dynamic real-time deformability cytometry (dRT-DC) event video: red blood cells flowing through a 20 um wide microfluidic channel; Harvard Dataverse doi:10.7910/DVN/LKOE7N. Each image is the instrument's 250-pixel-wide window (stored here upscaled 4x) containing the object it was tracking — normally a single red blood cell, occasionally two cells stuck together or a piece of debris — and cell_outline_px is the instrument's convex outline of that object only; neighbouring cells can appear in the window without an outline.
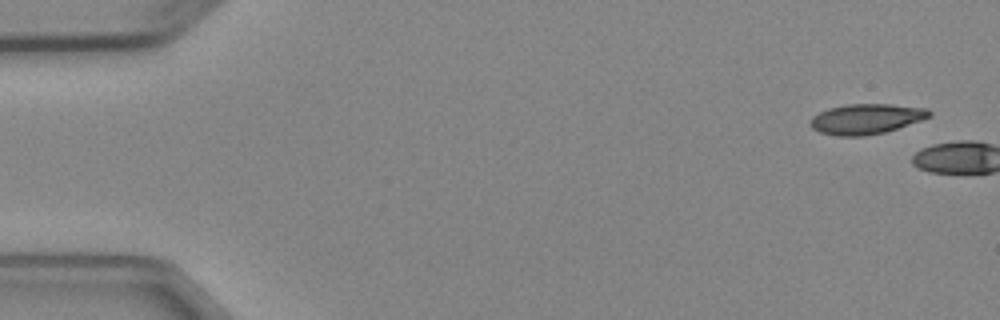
{"species": "Egyptian fruit bat (a non-hibernating species)", "species_latin": "Rousettus aegyptiacus", "temperature_condition": "cold", "stored_images_in_passage": 2, "camera_frame_rate_fps": 3000, "um_per_image_px": 0.085, "animal": {"sex": "female"}, "frame": {"image": 1, "passage_image": 1, "time_ms": 0.0, "image_size_px": [1000, 320], "cell_outline_px": [[932, 116], [884, 132], [864, 136], [836, 136], [820, 132], [812, 128], [808, 124], [812, 116], [828, 108], [848, 104], [892, 104], [928, 108], [932, 112]], "centroid_in_image_um": [73.61, 10.1], "position_along_channel_um": 11.4, "area_um2": 20.98}}